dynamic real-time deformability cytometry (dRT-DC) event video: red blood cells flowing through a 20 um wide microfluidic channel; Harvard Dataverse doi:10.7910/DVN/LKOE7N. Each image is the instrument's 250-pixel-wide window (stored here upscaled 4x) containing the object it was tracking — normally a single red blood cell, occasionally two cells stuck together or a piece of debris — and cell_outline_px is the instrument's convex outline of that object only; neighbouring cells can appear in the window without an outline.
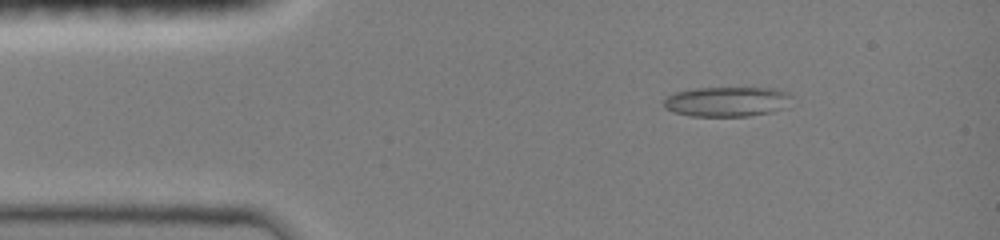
{"species": "common noctule bat (a hibernating species)", "species_latin": "Nyctalus noctula", "temperature_condition": "room temperature", "stored_images_in_passage": 44, "camera_frame_rate_fps": 3000, "um_per_image_px": 0.085, "animal": {"sex": "female", "body_mass_g": 19.0, "forearm_length_mm": 51.5}, "frame": {"image": 1, "passage_image": 4, "time_ms": 1.0, "image_size_px": [1000, 240], "cell_outline_px": [[792, 96], [788, 108], [772, 112], [748, 116], [692, 116], [672, 112], [664, 108], [664, 100], [668, 96], [676, 92], [692, 88], [772, 88], [788, 92]], "centroid_in_image_um": [61.83, 8.64], "position_along_channel_um": 23.2, "area_um2": 22.54}}
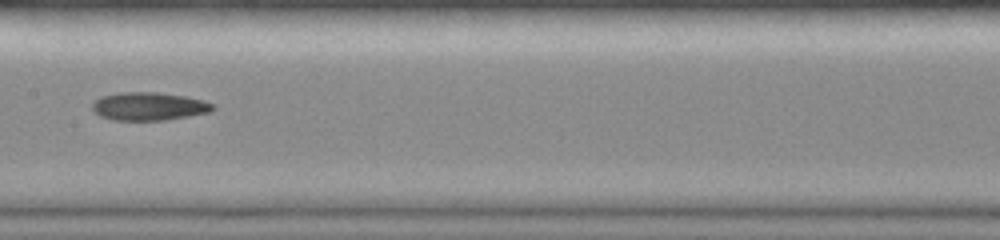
{"frame": {"image": 2, "passage_image": 21, "time_ms": 6.667, "image_size_px": [1000, 240], "cell_outline_px": [[216, 108], [208, 112], [188, 116], [164, 120], [112, 120], [100, 116], [92, 108], [92, 104], [100, 96], [120, 92], [156, 92], [184, 96], [204, 100], [212, 104]], "centroid_in_image_um": [12.64, 9.03], "position_along_channel_um": 194.8, "area_um2": 19.65}}
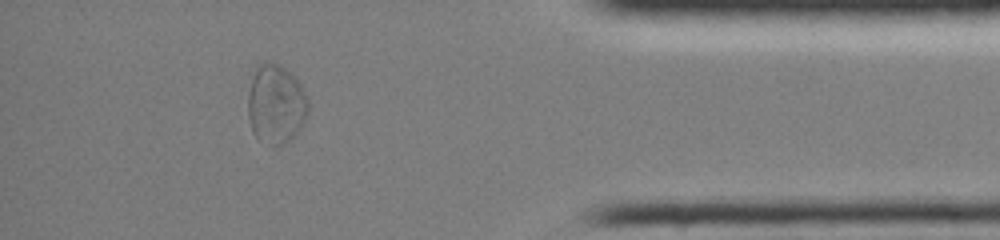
{"frame": {"image": 3, "passage_image": 39, "time_ms": 12.667, "image_size_px": [1000, 240], "cell_outline_px": [[308, 112], [300, 128], [284, 144], [272, 148], [256, 136], [252, 132], [248, 116], [248, 92], [256, 68], [260, 64], [268, 60], [280, 64], [300, 84], [308, 100]], "centroid_in_image_um": [23.43, 8.87], "position_along_channel_um": 411.8, "area_um2": 27.69}, "authors_computed_cell_mechanics": {"area_um2": 20.1722, "velocity_mm_per_s": 4.0315, "shape_relaxation_time_tau1_ms": 8.8528, "shape_relaxation_time_tau2_ms": 9.4225, "deformation_change_tau1": 0.2016, "deformation_change_tau2": 0.1475}}